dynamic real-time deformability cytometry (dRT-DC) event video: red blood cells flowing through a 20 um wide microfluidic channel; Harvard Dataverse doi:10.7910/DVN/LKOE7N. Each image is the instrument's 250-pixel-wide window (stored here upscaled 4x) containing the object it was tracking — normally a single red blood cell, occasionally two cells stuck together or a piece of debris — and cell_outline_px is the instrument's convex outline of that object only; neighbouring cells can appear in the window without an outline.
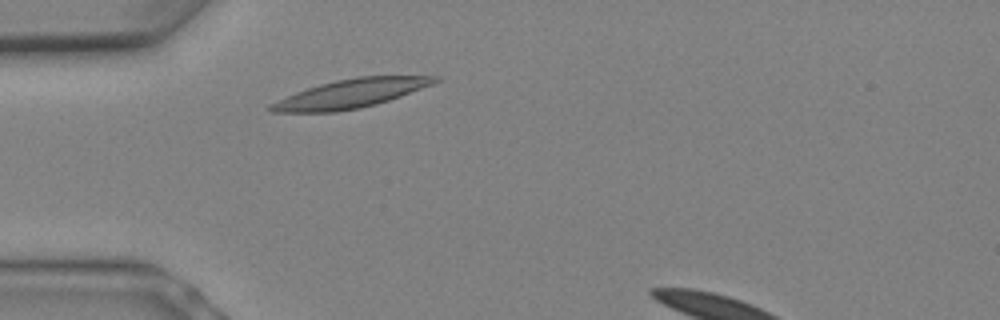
{"species": "Egyptian fruit bat (a non-hibernating species)", "species_latin": "Rousettus aegyptiacus", "temperature_condition": "warm", "stored_images_in_passage": 4, "camera_frame_rate_fps": 3000, "um_per_image_px": 0.085, "animal": {"sex": "female"}, "frame": {"image": 1, "passage_image": 1, "time_ms": 0.0, "image_size_px": [1000, 320], "cell_outline_px": [[440, 80], [432, 84], [400, 96], [376, 104], [360, 108], [336, 112], [272, 112], [268, 108], [268, 104], [296, 92], [320, 84], [336, 80], [356, 76], [440, 76]], "centroid_in_image_um": [29.79, 7.95], "position_along_channel_um": 55.2, "area_um2": 27.22}}